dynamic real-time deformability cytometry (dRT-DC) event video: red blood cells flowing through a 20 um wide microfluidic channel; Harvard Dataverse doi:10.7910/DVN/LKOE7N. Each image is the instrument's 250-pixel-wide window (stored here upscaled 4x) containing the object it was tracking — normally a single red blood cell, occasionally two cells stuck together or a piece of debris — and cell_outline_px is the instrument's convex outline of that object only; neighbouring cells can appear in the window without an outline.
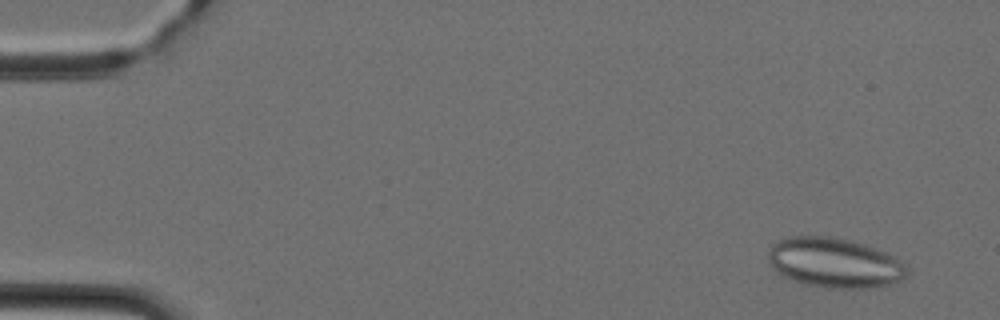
{"species": "Egyptian fruit bat (a non-hibernating species)", "species_latin": "Rousettus aegyptiacus", "temperature_condition": "cold", "stored_images_in_passage": 46, "camera_frame_rate_fps": 3000, "um_per_image_px": 0.085, "animal": {"sex": "female"}, "frame": {"image": 1, "passage_image": 2, "time_ms": 0.333, "image_size_px": [1000, 320], "cell_outline_px": [[908, 272], [900, 280], [876, 288], [824, 288], [800, 284], [776, 272], [768, 260], [768, 252], [772, 244], [776, 240], [788, 236], [832, 236], [852, 240], [888, 252], [900, 260], [908, 268]], "centroid_in_image_um": [70.91, 22.33], "position_along_channel_um": 14.1, "area_um2": 40.92}}
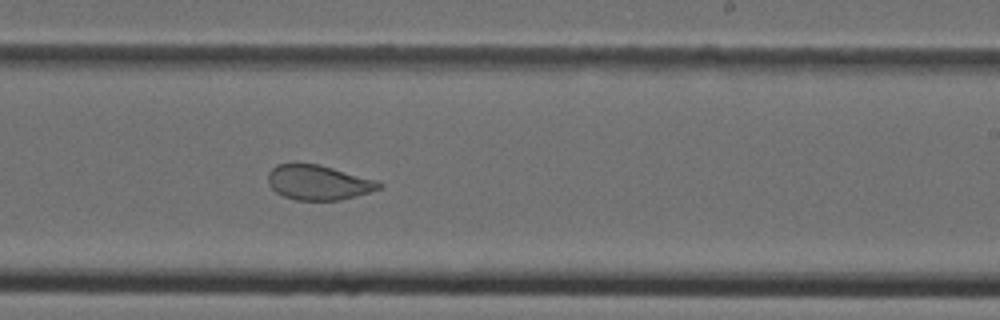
{"frame": {"image": 2, "passage_image": 28, "time_ms": 9.0, "image_size_px": [1000, 320], "cell_outline_px": [[384, 184], [380, 188], [356, 196], [340, 200], [296, 200], [284, 196], [276, 192], [268, 184], [268, 172], [276, 164], [296, 160], [320, 164], [380, 180]], "centroid_in_image_um": [27.05, 15.46], "position_along_channel_um": 262.0, "area_um2": 23.35}}
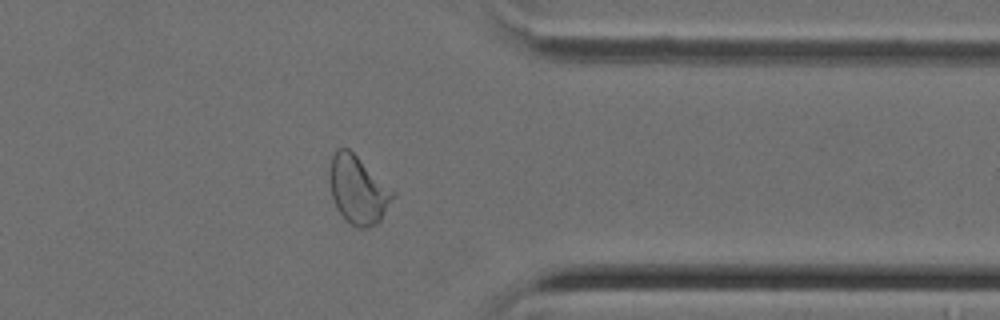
{"frame": {"image": 3, "passage_image": 37, "time_ms": 12.0, "image_size_px": [1000, 320], "cell_outline_px": [[396, 196], [380, 220], [376, 224], [368, 228], [356, 228], [344, 220], [336, 208], [332, 196], [332, 156], [336, 148], [348, 148], [396, 192]], "centroid_in_image_um": [30.48, 16.19], "position_along_channel_um": 380.9, "area_um2": 24.74}}